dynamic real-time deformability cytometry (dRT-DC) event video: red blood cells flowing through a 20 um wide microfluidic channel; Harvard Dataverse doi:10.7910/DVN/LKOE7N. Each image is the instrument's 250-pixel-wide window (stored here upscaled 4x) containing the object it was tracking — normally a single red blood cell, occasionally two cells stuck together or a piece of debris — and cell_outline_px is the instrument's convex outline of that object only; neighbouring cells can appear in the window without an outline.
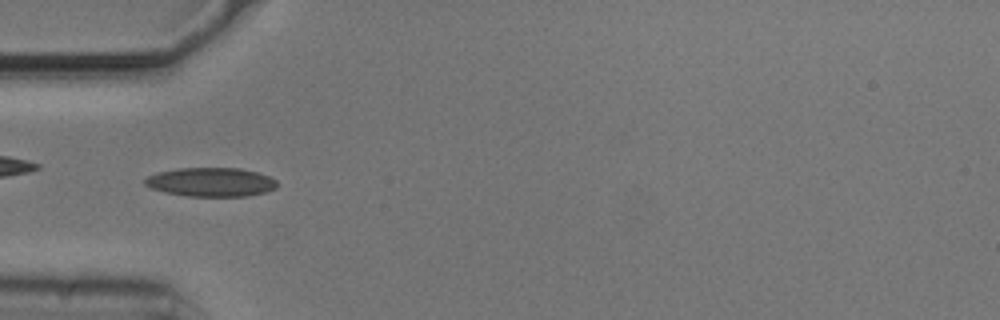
{"species": "common noctule bat (a hibernating species)", "species_latin": "Nyctalus noctula", "temperature_condition": "cold", "stored_images_in_passage": 53, "camera_frame_rate_fps": 3000, "um_per_image_px": 0.085, "animal": {"sex": "male", "body_mass_g": 20.5, "forearm_length_mm": 52.5}, "frame": {"image": 1, "passage_image": 16, "time_ms": 5.0, "image_size_px": [1000, 320], "cell_outline_px": [[276, 188], [264, 192], [248, 196], [188, 196], [164, 192], [152, 188], [144, 184], [144, 180], [148, 176], [156, 172], [176, 168], [240, 168], [256, 172], [268, 176], [276, 180]], "centroid_in_image_um": [17.9, 15.47], "position_along_channel_um": 67.1, "area_um2": 22.25}, "authors_computed_cell_mechanics": {"area_um2": 20.23, "velocity_mm_per_s": 3.7293, "shape_relaxation_time_tau1_ms": null, "shape_relaxation_time_tau2_ms": 2.8819, "deformation_change_tau1": null, "deformation_change_tau2": 0.0962}}